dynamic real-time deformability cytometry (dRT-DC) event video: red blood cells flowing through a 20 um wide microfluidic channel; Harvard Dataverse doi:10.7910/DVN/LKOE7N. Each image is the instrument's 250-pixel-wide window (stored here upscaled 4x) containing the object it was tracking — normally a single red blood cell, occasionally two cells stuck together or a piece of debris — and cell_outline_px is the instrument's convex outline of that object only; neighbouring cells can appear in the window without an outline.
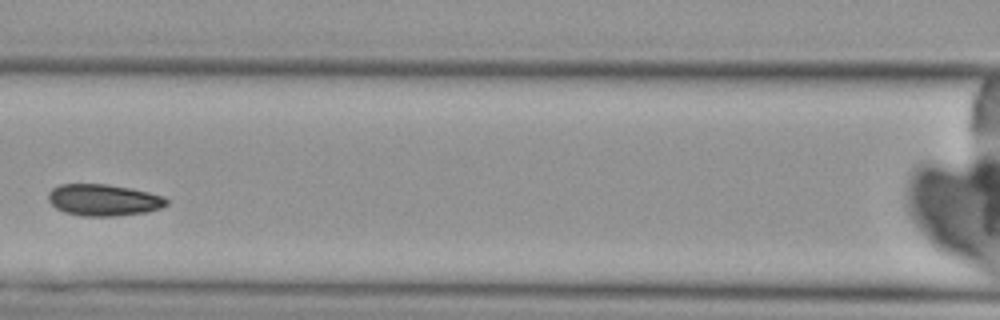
{"species": "Egyptian fruit bat (a non-hibernating species)", "species_latin": "Rousettus aegyptiacus", "temperature_condition": "cold", "stored_images_in_passage": 4, "camera_frame_rate_fps": 3000, "um_per_image_px": 0.085, "animal": {"sex": "female"}, "frame": {"image": 1, "passage_image": 4, "time_ms": 3.333, "image_size_px": [1000, 320], "cell_outline_px": [[168, 204], [160, 208], [148, 212], [116, 216], [80, 216], [64, 212], [56, 208], [48, 200], [48, 192], [52, 188], [60, 184], [108, 184], [132, 188], [164, 196], [168, 200]], "centroid_in_image_um": [8.8, 17.0], "position_along_channel_um": 157.8, "area_um2": 22.02}}